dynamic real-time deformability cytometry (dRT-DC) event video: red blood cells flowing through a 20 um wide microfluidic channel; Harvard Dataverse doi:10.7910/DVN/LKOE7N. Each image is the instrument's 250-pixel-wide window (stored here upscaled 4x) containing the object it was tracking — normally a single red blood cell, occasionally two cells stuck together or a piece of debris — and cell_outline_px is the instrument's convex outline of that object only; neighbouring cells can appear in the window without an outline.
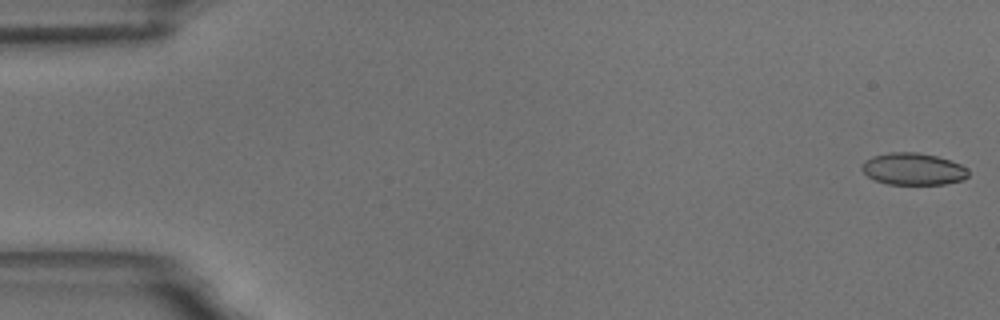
{"species": "common noctule bat (a hibernating species)", "species_latin": "Nyctalus noctula", "temperature_condition": "room temperature", "stored_images_in_passage": 10, "camera_frame_rate_fps": 3000, "um_per_image_px": 0.085, "animal": {"sex": "male", "body_mass_g": 18.8}, "frame": {"image": 1, "passage_image": 1, "time_ms": 0.0, "image_size_px": [1000, 320], "cell_outline_px": [[968, 176], [964, 180], [944, 184], [888, 184], [876, 180], [868, 176], [860, 168], [864, 160], [872, 156], [888, 152], [916, 152], [936, 156], [960, 164], [968, 168]], "centroid_in_image_um": [77.61, 14.36], "position_along_channel_um": 7.4, "area_um2": 19.88}}